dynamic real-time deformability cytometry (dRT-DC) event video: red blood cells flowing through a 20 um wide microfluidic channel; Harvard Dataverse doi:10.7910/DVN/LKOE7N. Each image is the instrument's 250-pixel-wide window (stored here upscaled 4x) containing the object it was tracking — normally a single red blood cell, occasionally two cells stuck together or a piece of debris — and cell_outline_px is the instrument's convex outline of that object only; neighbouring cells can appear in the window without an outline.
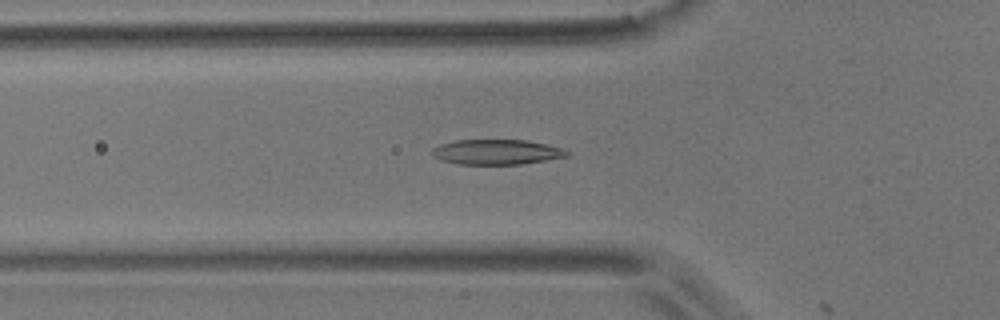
{"species": "common noctule bat (a hibernating species)", "species_latin": "Nyctalus noctula", "temperature_condition": "room temperature", "stored_images_in_passage": 8, "camera_frame_rate_fps": 3000, "um_per_image_px": 0.085, "animal": {"sex": "male", "body_mass_g": 17.9}, "frame": {"image": 1, "passage_image": 7, "time_ms": 2.0, "image_size_px": [1000, 320], "cell_outline_px": [[572, 152], [568, 156], [520, 164], [456, 164], [440, 160], [432, 156], [432, 148], [440, 144], [456, 140], [528, 140], [560, 148]], "centroid_in_image_um": [42.17, 12.92], "position_along_channel_um": 83.6, "area_um2": 19.65}}